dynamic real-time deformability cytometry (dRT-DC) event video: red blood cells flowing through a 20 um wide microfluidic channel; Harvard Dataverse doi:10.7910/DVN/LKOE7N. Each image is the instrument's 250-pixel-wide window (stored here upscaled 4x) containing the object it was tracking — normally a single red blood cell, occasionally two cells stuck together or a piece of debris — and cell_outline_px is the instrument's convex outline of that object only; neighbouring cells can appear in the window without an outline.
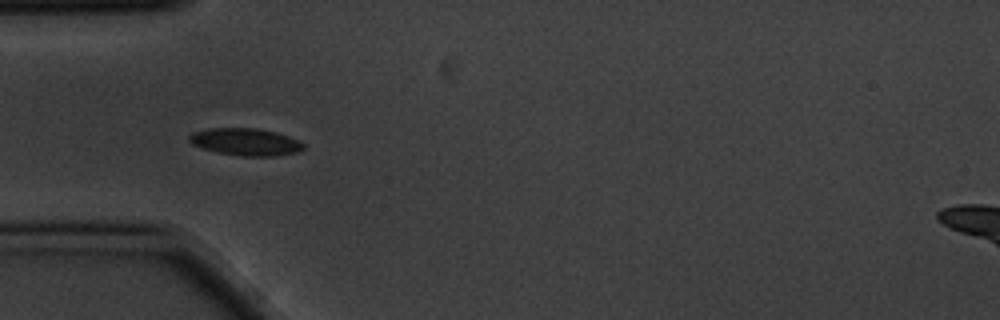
{"species": "common noctule bat (a hibernating species)", "species_latin": "Nyctalus noctula", "temperature_condition": "cold", "stored_images_in_passage": 8, "camera_frame_rate_fps": 3000, "um_per_image_px": 0.085, "animal": {"sex": "male", "body_mass_g": 20.1, "forearm_length_mm": 53.5}, "frame": {"image": 1, "passage_image": 5, "time_ms": 1.333, "image_size_px": [1000, 320], "cell_outline_px": [[304, 148], [300, 152], [276, 156], [240, 156], [220, 152], [204, 148], [192, 144], [188, 140], [188, 136], [192, 132], [208, 128], [256, 128], [276, 132], [288, 136], [304, 144]], "centroid_in_image_um": [20.88, 12.06], "position_along_channel_um": 64.1, "area_um2": 18.09}}